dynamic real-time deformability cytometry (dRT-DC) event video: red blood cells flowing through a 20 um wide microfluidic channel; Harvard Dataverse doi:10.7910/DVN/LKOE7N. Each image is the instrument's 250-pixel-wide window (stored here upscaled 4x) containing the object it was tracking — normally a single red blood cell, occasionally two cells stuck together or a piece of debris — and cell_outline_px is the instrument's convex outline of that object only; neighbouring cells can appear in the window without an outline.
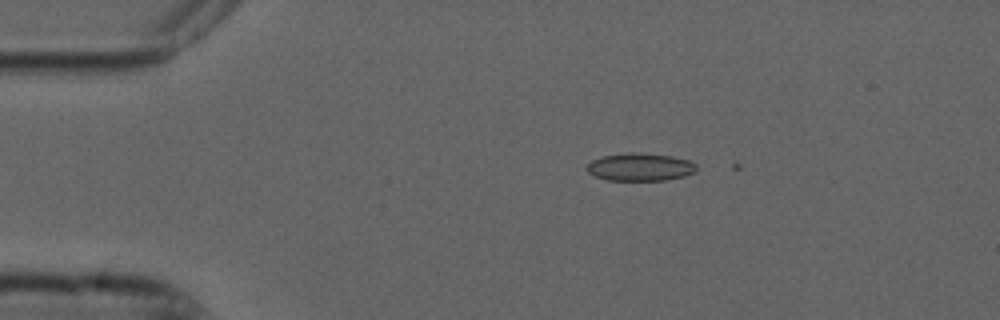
{"species": "common noctule bat (a hibernating species)", "species_latin": "Nyctalus noctula", "temperature_condition": "cold", "stored_images_in_passage": 5, "camera_frame_rate_fps": 3000, "um_per_image_px": 0.085, "animal": {"sex": "male", "forearm_length_mm": 52.5}, "frame": {"image": 1, "passage_image": 1, "time_ms": 0.0, "image_size_px": [1000, 320], "cell_outline_px": [[696, 172], [684, 176], [664, 180], [608, 180], [596, 176], [588, 172], [584, 168], [592, 160], [604, 156], [628, 152], [640, 152], [672, 156], [688, 160], [696, 164]], "centroid_in_image_um": [54.41, 14.19], "position_along_channel_um": 30.6, "area_um2": 17.74}}